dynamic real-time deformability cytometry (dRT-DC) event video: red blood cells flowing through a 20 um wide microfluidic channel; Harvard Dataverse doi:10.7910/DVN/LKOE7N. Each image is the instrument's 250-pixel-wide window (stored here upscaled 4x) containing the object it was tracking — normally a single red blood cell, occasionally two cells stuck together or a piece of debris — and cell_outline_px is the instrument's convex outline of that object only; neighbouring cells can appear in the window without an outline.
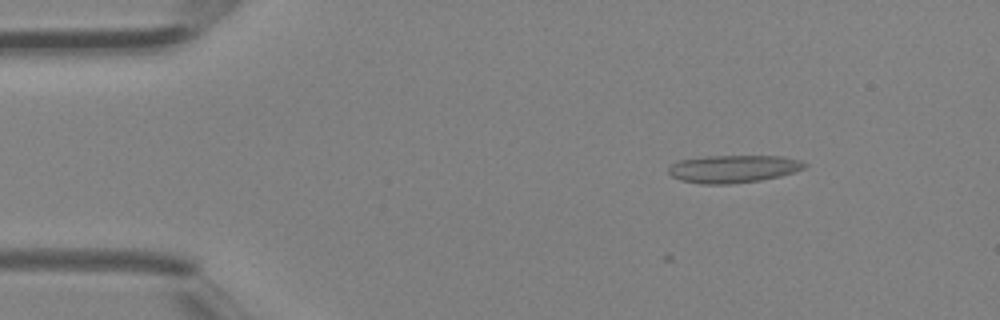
{"species": "Egyptian fruit bat (a non-hibernating species)", "species_latin": "Rousettus aegyptiacus", "temperature_condition": "room temperature", "stored_images_in_passage": 8, "camera_frame_rate_fps": 3000, "um_per_image_px": 0.085, "animal": {"sex": "female"}, "frame": {"image": 1, "passage_image": 6, "time_ms": 1.667, "image_size_px": [1000, 320], "cell_outline_px": [[808, 164], [804, 168], [780, 176], [760, 180], [728, 184], [700, 184], [680, 180], [672, 176], [668, 172], [668, 168], [672, 164], [680, 160], [704, 156], [784, 156], [800, 160]], "centroid_in_image_um": [62.32, 14.35], "position_along_channel_um": 22.7, "area_um2": 21.91}}